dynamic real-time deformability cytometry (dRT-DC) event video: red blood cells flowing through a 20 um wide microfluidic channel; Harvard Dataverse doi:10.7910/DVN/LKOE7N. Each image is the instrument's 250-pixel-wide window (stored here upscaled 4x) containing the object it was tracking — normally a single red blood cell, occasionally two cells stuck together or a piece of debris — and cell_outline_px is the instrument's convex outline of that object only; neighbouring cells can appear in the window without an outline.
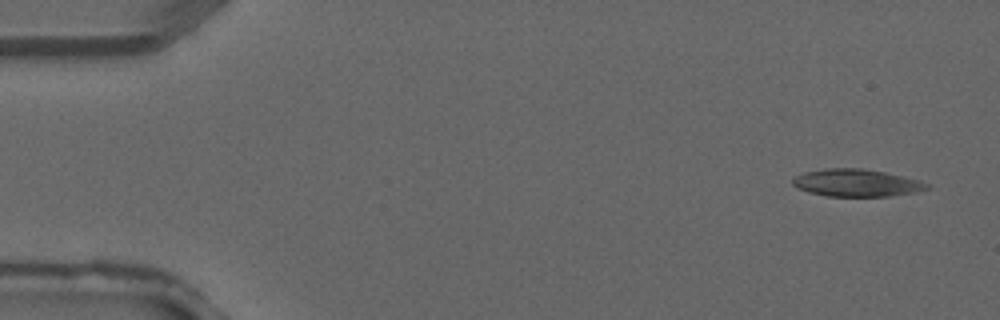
{"species": "common noctule bat (a hibernating species)", "species_latin": "Nyctalus noctula", "temperature_condition": "warm", "stored_images_in_passage": 3, "camera_frame_rate_fps": 3000, "um_per_image_px": 0.085, "animal": {"sex": "male", "forearm_length_mm": 52.5}, "frame": {"image": 1, "passage_image": 1, "time_ms": 0.0, "image_size_px": [1000, 320], "cell_outline_px": [[928, 188], [916, 192], [888, 196], [828, 196], [808, 192], [796, 188], [792, 184], [792, 180], [796, 176], [804, 172], [824, 168], [864, 168], [884, 172], [920, 180], [928, 184]], "centroid_in_image_um": [72.76, 15.54], "position_along_channel_um": 12.2, "area_um2": 21.39}}
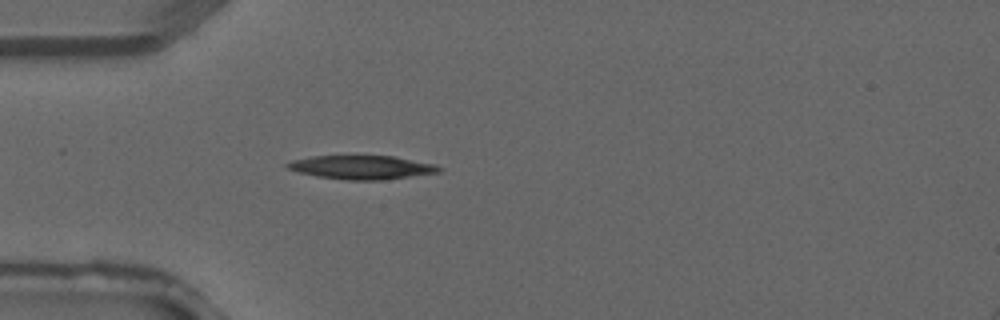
{"frame": {"image": 2, "passage_image": 3, "time_ms": 0.667, "image_size_px": [1000, 320], "cell_outline_px": [[444, 168], [440, 172], [380, 180], [348, 180], [316, 176], [300, 172], [288, 168], [284, 164], [292, 160], [312, 156], [392, 156], [436, 164]], "centroid_in_image_um": [30.77, 14.22], "position_along_channel_um": 54.2, "area_um2": 20.81}}